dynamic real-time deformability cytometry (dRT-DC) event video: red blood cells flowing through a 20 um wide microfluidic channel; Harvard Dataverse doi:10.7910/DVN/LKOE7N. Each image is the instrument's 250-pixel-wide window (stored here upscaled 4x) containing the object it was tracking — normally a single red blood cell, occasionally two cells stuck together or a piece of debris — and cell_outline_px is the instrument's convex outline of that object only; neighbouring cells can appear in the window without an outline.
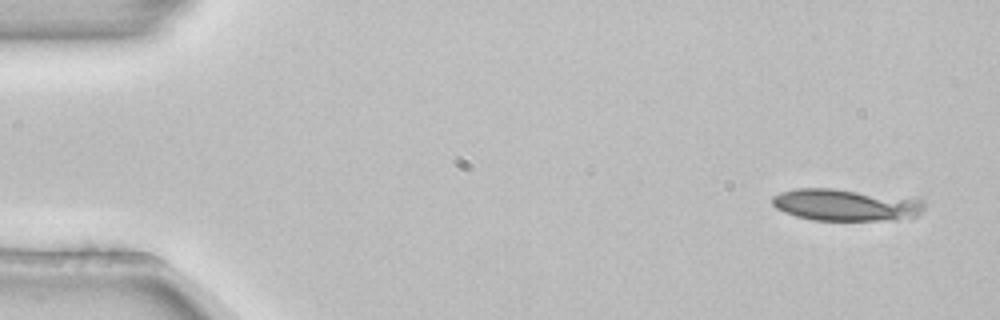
{"species": "common noctule bat (a hibernating species)", "species_latin": "Nyctalus noctula", "temperature_condition": "room temperature", "stored_images_in_passage": 4, "camera_frame_rate_fps": 3000, "um_per_image_px": 0.085, "animal": {"sex": "female", "body_mass_g": 22.7, "forearm_length_mm": 54.2}, "frame": {"image": 1, "passage_image": 1, "time_ms": 0.0, "image_size_px": [1000, 320], "cell_outline_px": [[924, 208], [916, 216], [896, 220], [812, 220], [796, 216], [784, 212], [776, 208], [772, 204], [772, 196], [780, 192], [796, 188], [832, 188], [920, 196], [924, 200]], "centroid_in_image_um": [71.99, 17.38], "position_along_channel_um": 13.0, "area_um2": 29.25}}